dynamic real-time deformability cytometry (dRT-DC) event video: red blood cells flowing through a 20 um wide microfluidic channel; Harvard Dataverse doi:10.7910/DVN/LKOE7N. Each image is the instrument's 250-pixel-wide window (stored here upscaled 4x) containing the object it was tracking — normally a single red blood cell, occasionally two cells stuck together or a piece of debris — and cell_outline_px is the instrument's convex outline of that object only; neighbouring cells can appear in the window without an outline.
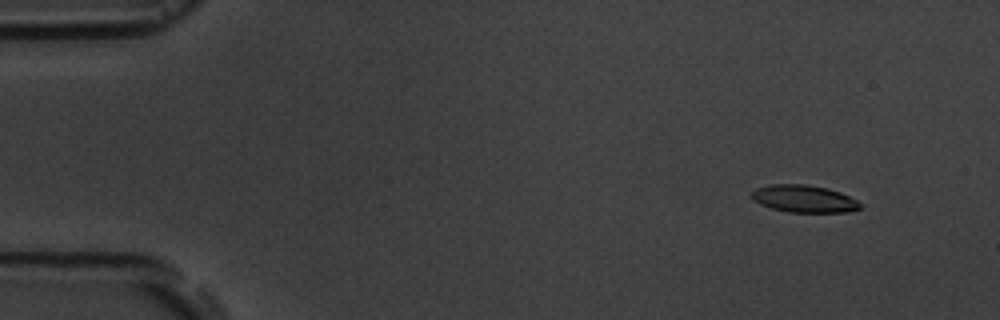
{"species": "common noctule bat (a hibernating species)", "species_latin": "Nyctalus noctula", "temperature_condition": "room temperature", "stored_images_in_passage": 5, "camera_frame_rate_fps": 3000, "um_per_image_px": 0.085, "animal": {"sex": "male", "body_mass_g": 19.5, "forearm_length_mm": 54.6}, "frame": {"image": 1, "passage_image": 2, "time_ms": 1.333, "image_size_px": [1000, 320], "cell_outline_px": [[860, 208], [848, 212], [788, 212], [772, 208], [760, 204], [752, 200], [752, 192], [756, 188], [772, 184], [804, 184], [828, 188], [840, 192], [856, 200], [860, 204]], "centroid_in_image_um": [68.32, 16.89], "position_along_channel_um": 16.7, "area_um2": 17.17}}
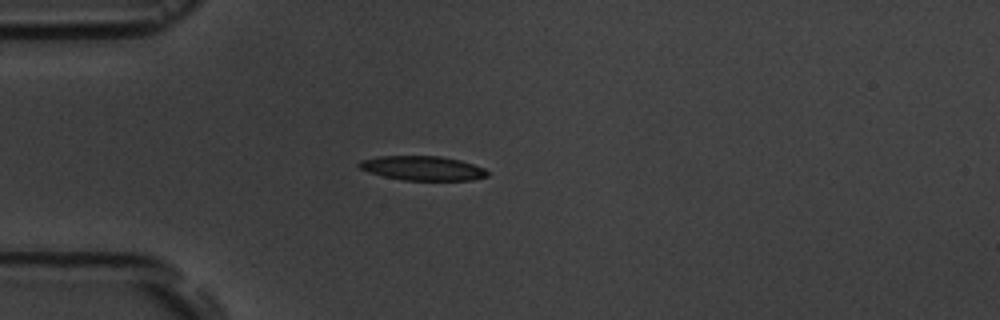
{"frame": {"image": 2, "passage_image": 5, "time_ms": 4.667, "image_size_px": [1000, 320], "cell_outline_px": [[488, 176], [472, 180], [404, 180], [384, 176], [368, 172], [360, 168], [356, 164], [360, 160], [376, 156], [440, 156], [460, 160], [484, 168], [488, 172]], "centroid_in_image_um": [35.89, 14.29], "position_along_channel_um": 49.1, "area_um2": 18.21}}